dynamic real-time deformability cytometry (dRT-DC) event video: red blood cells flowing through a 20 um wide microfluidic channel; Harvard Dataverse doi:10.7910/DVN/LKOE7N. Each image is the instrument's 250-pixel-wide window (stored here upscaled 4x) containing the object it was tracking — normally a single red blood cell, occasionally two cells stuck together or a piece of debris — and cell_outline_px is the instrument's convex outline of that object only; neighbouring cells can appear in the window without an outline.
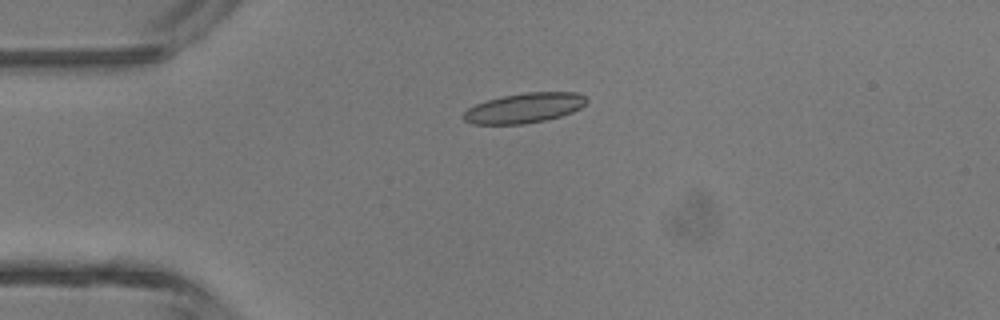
{"species": "common noctule bat (a hibernating species)", "species_latin": "Nyctalus noctula", "temperature_condition": "room temperature", "stored_images_in_passage": 3, "camera_frame_rate_fps": 3000, "um_per_image_px": 0.085, "animal": {"sex": "male", "body_mass_g": 13.3}, "frame": {"image": 1, "passage_image": 2, "time_ms": 0.333, "image_size_px": [1000, 320], "cell_outline_px": [[588, 100], [580, 108], [572, 112], [560, 116], [544, 120], [524, 124], [472, 124], [464, 120], [464, 112], [468, 108], [476, 104], [500, 96], [524, 92], [580, 92]], "centroid_in_image_um": [44.57, 9.17], "position_along_channel_um": 40.4, "area_um2": 21.44}}